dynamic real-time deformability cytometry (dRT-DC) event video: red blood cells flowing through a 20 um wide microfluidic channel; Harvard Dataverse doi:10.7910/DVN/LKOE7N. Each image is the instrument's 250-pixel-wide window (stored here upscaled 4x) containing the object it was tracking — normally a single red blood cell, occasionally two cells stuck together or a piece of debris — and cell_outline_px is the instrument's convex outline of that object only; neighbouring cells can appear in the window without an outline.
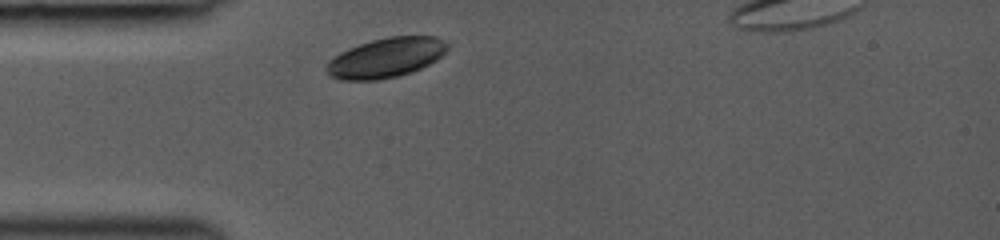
{"species": "common noctule bat (a hibernating species)", "species_latin": "Nyctalus noctula", "temperature_condition": "room temperature", "stored_images_in_passage": 3, "camera_frame_rate_fps": 3000, "um_per_image_px": 0.085, "animal": {"sex": "female", "body_mass_g": 19.0, "forearm_length_mm": 53.3}, "frame": {"image": 1, "passage_image": 1, "time_ms": 0.0, "image_size_px": [1000, 240], "cell_outline_px": [[448, 48], [436, 60], [412, 72], [396, 76], [376, 80], [340, 80], [328, 76], [324, 68], [328, 60], [332, 56], [348, 48], [372, 40], [388, 36], [436, 36], [448, 44]], "centroid_in_image_um": [32.74, 4.91], "position_along_channel_um": 52.3, "area_um2": 28.09}}
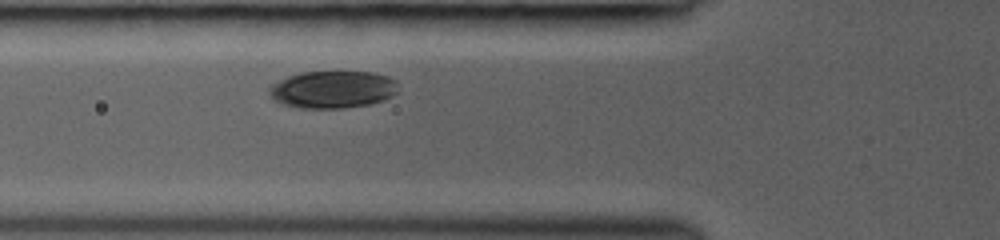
{"frame": {"image": 2, "passage_image": 3, "time_ms": 1.333, "image_size_px": [1000, 240], "cell_outline_px": [[396, 92], [384, 100], [368, 104], [344, 108], [300, 108], [284, 104], [276, 100], [268, 92], [268, 88], [272, 84], [288, 76], [300, 72], [372, 72], [388, 76], [396, 80]], "centroid_in_image_um": [28.27, 7.6], "position_along_channel_um": 97.5, "area_um2": 27.86}}